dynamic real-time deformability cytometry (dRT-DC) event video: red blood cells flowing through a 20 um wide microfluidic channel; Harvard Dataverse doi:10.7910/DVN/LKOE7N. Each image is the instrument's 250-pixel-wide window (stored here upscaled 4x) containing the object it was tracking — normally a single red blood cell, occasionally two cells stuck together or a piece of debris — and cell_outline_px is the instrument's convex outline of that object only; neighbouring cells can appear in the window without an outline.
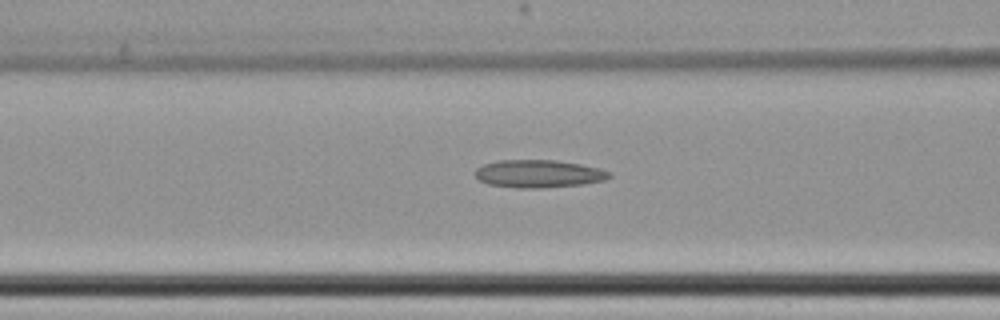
{"species": "common noctule bat (a hibernating species)", "species_latin": "Nyctalus noctula", "temperature_condition": "cold", "stored_images_in_passage": 36, "camera_frame_rate_fps": 3000, "um_per_image_px": 0.085, "animal": {"sex": "female", "body_mass_g": 22.7, "forearm_length_mm": 54.2}, "frame": {"image": 1, "passage_image": 20, "time_ms": 6.333, "image_size_px": [1000, 320], "cell_outline_px": [[612, 176], [604, 180], [584, 184], [544, 188], [516, 188], [488, 184], [480, 180], [472, 172], [476, 168], [484, 164], [496, 160], [556, 160], [580, 164], [600, 168], [612, 172]], "centroid_in_image_um": [45.78, 14.77], "position_along_channel_um": 120.8, "area_um2": 21.96}}
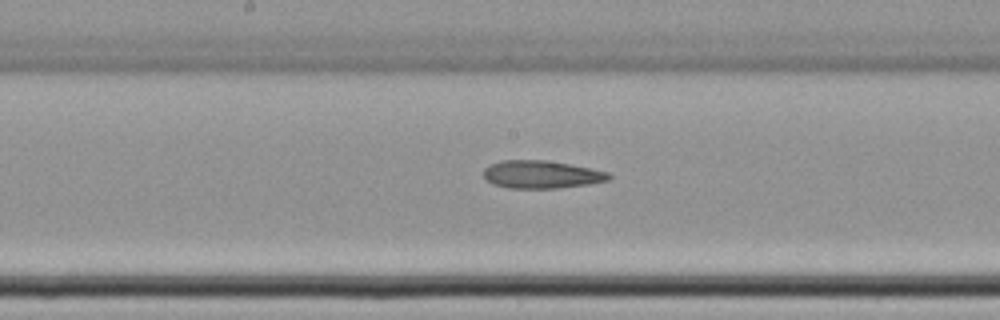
{"frame": {"image": 2, "passage_image": 27, "time_ms": 8.667, "image_size_px": [1000, 320], "cell_outline_px": [[612, 176], [608, 180], [588, 184], [556, 188], [508, 188], [492, 184], [484, 176], [484, 168], [488, 164], [504, 160], [544, 160], [568, 164], [608, 172]], "centroid_in_image_um": [45.98, 14.83], "position_along_channel_um": 202.2, "area_um2": 20.11}}
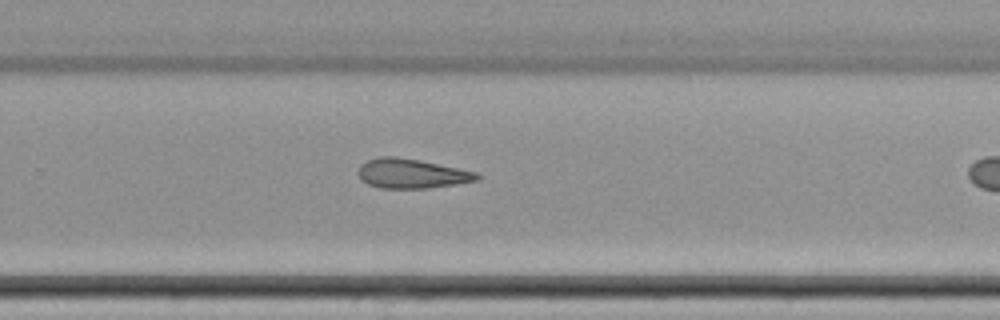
{"frame": {"image": 3, "passage_image": 35, "time_ms": 11.333, "image_size_px": [1000, 320], "cell_outline_px": [[480, 180], [428, 188], [380, 188], [368, 184], [356, 172], [360, 164], [368, 160], [380, 156], [396, 156], [420, 160], [476, 172], [480, 176]], "centroid_in_image_um": [34.97, 14.74], "position_along_channel_um": 294.8, "area_um2": 20.35}}